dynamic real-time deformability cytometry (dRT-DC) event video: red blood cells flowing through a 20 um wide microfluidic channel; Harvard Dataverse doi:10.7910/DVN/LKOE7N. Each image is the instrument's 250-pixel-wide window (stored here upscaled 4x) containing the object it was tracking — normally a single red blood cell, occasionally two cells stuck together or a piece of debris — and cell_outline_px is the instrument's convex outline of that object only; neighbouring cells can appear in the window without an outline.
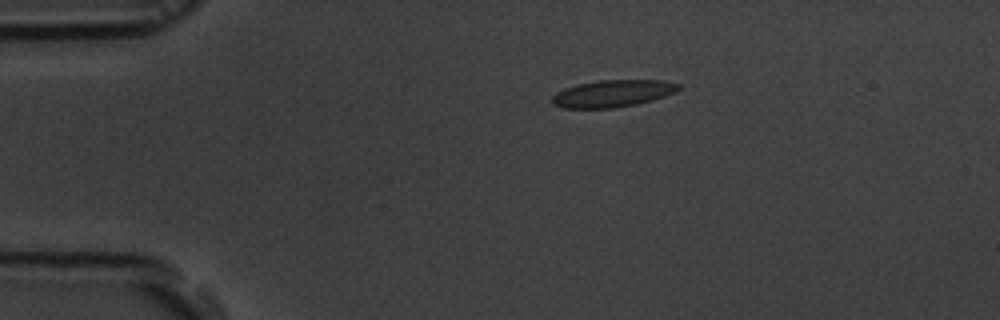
{"species": "common noctule bat (a hibernating species)", "species_latin": "Nyctalus noctula", "temperature_condition": "room temperature", "stored_images_in_passage": 45, "camera_frame_rate_fps": 3000, "um_per_image_px": 0.085, "animal": {"sex": "male", "body_mass_g": 19.5, "forearm_length_mm": 54.6}, "frame": {"image": 1, "passage_image": 1, "time_ms": 0.0, "image_size_px": [1000, 320], "cell_outline_px": [[680, 88], [676, 92], [652, 100], [636, 104], [612, 108], [564, 108], [552, 104], [552, 96], [556, 92], [564, 88], [576, 84], [600, 80], [664, 80], [680, 84]], "centroid_in_image_um": [52.07, 7.94], "position_along_channel_um": 32.9, "area_um2": 20.0}}
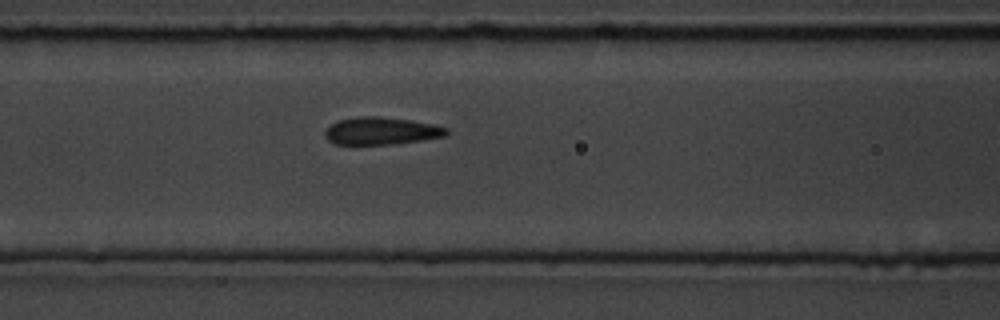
{"frame": {"image": 2, "passage_image": 13, "time_ms": 4.0, "image_size_px": [1000, 320], "cell_outline_px": [[448, 132], [444, 136], [424, 140], [392, 144], [336, 144], [328, 140], [324, 136], [324, 132], [332, 124], [340, 120], [360, 116], [380, 116], [408, 120], [432, 124], [448, 128]], "centroid_in_image_um": [32.41, 11.13], "position_along_channel_um": 134.2, "area_um2": 19.25}}
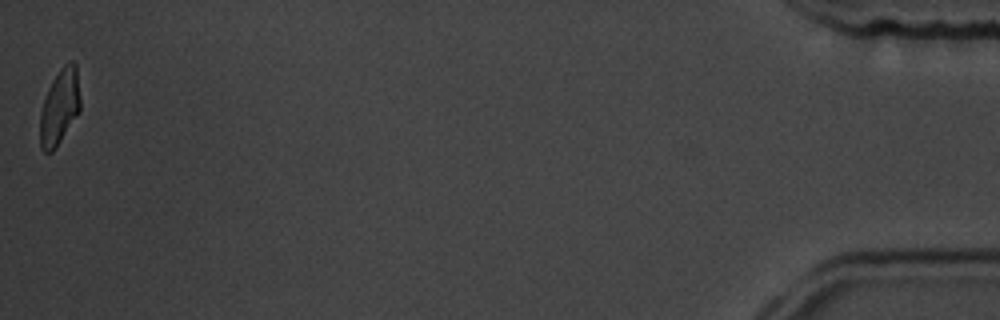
{"frame": {"image": 3, "passage_image": 45, "time_ms": 14.667, "image_size_px": [1000, 320], "cell_outline_px": [[80, 112], [56, 148], [52, 152], [44, 152], [40, 148], [40, 112], [48, 88], [52, 80], [60, 68], [64, 64], [72, 60], [76, 64], [80, 96]], "centroid_in_image_um": [5.07, 9.1], "position_along_channel_um": 430.1, "area_um2": 17.92}, "authors_computed_cell_mechanics": {"area_um2": 19.3052, "velocity_mm_per_s": 3.6882, "shape_relaxation_time_tau1_ms": 2.2358, "shape_relaxation_time_tau2_ms": 1.0187, "deformation_change_tau1": 0.1047, "deformation_change_tau2": 0.0733}}